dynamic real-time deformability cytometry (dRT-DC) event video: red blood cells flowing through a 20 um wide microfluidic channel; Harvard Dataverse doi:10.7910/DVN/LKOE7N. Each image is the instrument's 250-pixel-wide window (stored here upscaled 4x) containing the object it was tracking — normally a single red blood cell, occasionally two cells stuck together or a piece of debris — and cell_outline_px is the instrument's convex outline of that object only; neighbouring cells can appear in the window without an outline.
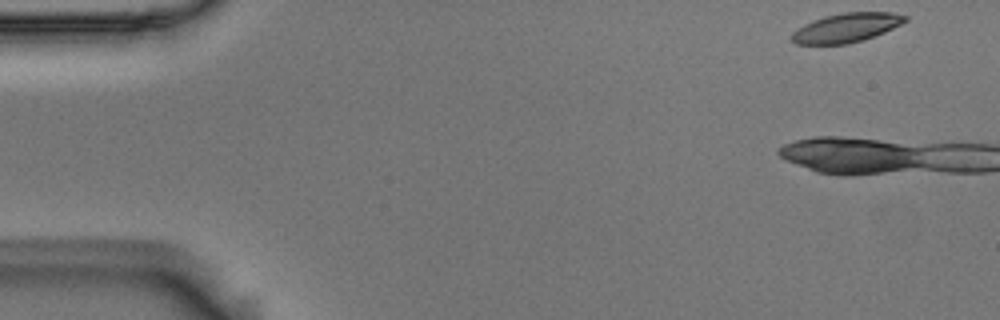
{"species": "Egyptian fruit bat (a non-hibernating species)", "species_latin": "Rousettus aegyptiacus", "temperature_condition": "room temperature", "stored_images_in_passage": 9, "camera_frame_rate_fps": 3000, "um_per_image_px": 0.085, "animal": {"sex": "male"}, "frame": {"image": 1, "passage_image": 1, "time_ms": 0.0, "image_size_px": [1000, 320], "cell_outline_px": [[908, 20], [884, 32], [864, 40], [848, 44], [796, 44], [792, 40], [792, 32], [804, 24], [824, 16], [844, 12], [892, 12], [908, 16]], "centroid_in_image_um": [71.96, 2.35], "position_along_channel_um": 13.0, "area_um2": 19.19}}